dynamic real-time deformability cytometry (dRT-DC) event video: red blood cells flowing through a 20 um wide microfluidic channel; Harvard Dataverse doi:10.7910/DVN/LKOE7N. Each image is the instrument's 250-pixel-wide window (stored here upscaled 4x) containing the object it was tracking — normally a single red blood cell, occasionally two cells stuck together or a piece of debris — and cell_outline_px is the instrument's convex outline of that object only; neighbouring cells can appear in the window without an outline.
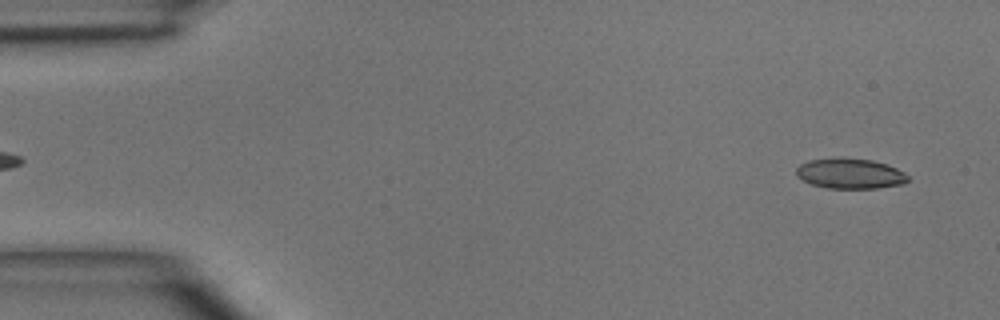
{"species": "common noctule bat (a hibernating species)", "species_latin": "Nyctalus noctula", "temperature_condition": "room temperature", "stored_images_in_passage": 4, "camera_frame_rate_fps": 3000, "um_per_image_px": 0.085, "animal": {"sex": "male", "body_mass_g": 15.6}, "frame": {"image": 1, "passage_image": 4, "time_ms": 3.333, "image_size_px": [1000, 320], "cell_outline_px": [[908, 180], [904, 184], [876, 188], [828, 188], [812, 184], [796, 176], [796, 168], [800, 164], [808, 160], [872, 160], [888, 164], [904, 172], [908, 176]], "centroid_in_image_um": [72.29, 14.79], "position_along_channel_um": 12.7, "area_um2": 19.07}}